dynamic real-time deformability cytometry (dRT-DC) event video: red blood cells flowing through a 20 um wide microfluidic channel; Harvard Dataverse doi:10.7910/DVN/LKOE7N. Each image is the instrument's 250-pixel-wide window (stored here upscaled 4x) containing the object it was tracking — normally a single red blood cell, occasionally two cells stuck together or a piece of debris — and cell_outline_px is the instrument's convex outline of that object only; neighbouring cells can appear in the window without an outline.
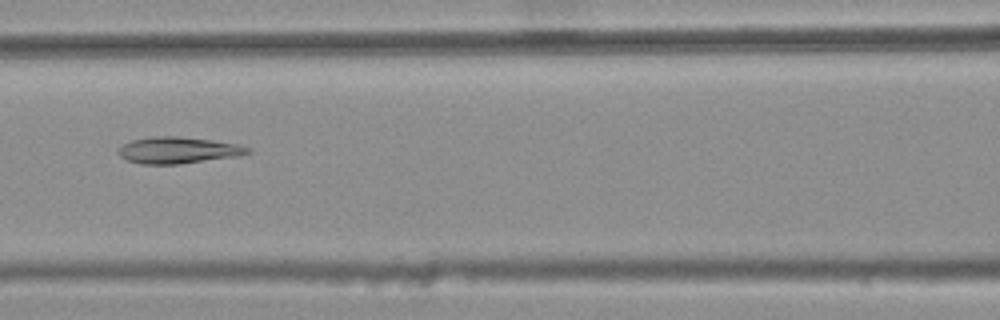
{"species": "common noctule bat (a hibernating species)", "species_latin": "Nyctalus noctula", "temperature_condition": "warm", "stored_images_in_passage": 42, "camera_frame_rate_fps": 3000, "um_per_image_px": 0.085, "animal": {"sex": "female", "body_mass_g": 25.1}, "frame": {"image": 1, "passage_image": 18, "time_ms": 5.667, "image_size_px": [1000, 320], "cell_outline_px": [[252, 152], [240, 156], [176, 164], [140, 164], [128, 160], [120, 156], [116, 152], [124, 144], [132, 140], [152, 136], [176, 136], [212, 140], [240, 144], [252, 148]], "centroid_in_image_um": [15.19, 12.76], "position_along_channel_um": 151.4, "area_um2": 20.06}}
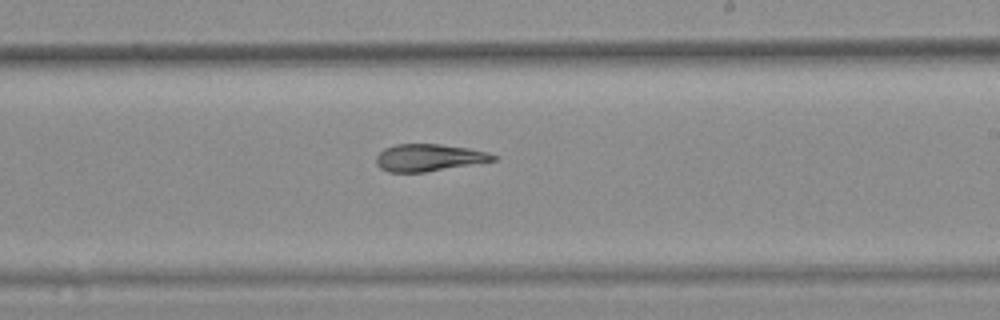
{"frame": {"image": 2, "passage_image": 26, "time_ms": 8.333, "image_size_px": [1000, 320], "cell_outline_px": [[500, 156], [496, 160], [424, 172], [388, 172], [380, 168], [376, 164], [376, 156], [384, 148], [396, 144], [440, 144], [468, 148], [488, 152]], "centroid_in_image_um": [36.45, 13.39], "position_along_channel_um": 252.6, "area_um2": 18.5}}
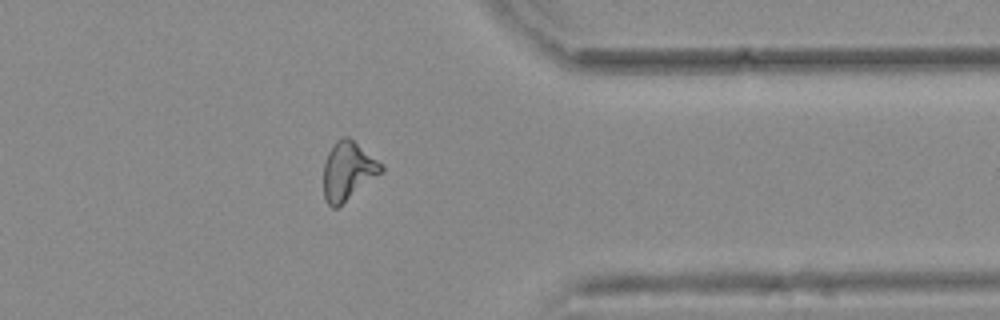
{"frame": {"image": 3, "passage_image": 37, "time_ms": 12.0, "image_size_px": [1000, 320], "cell_outline_px": [[384, 172], [336, 208], [332, 208], [328, 204], [324, 196], [324, 164], [328, 152], [336, 140], [344, 136], [348, 136], [384, 164]], "centroid_in_image_um": [29.61, 14.51], "position_along_channel_um": 381.8, "area_um2": 19.71}, "authors_computed_cell_mechanics": {"area_um2": 19.6809, "velocity_mm_per_s": 3.8007, "shape_relaxation_time_tau1_ms": null, "shape_relaxation_time_tau2_ms": 7.05, "deformation_change_tau1": null, "deformation_change_tau2": 0.1512}}